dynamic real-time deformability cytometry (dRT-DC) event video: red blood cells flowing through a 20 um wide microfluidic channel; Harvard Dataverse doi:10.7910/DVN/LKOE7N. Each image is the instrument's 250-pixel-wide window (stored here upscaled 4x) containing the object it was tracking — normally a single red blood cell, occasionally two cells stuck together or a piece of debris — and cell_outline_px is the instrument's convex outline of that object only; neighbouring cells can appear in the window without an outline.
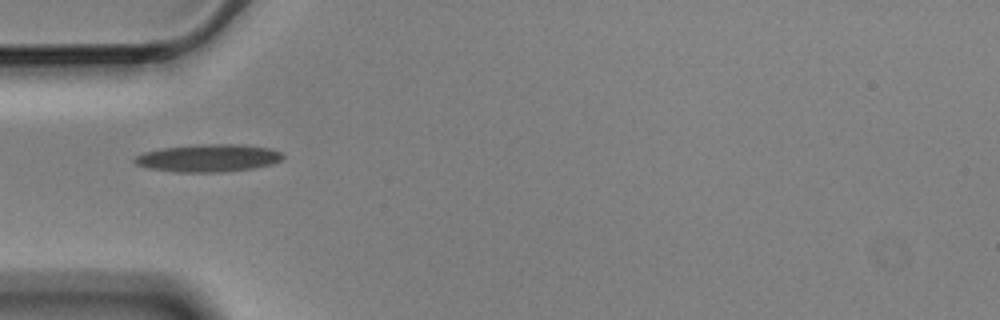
{"species": "Egyptian fruit bat (a non-hibernating species)", "species_latin": "Rousettus aegyptiacus", "temperature_condition": "cold", "stored_images_in_passage": 2, "camera_frame_rate_fps": 3000, "um_per_image_px": 0.085, "animal": {"sex": "male"}, "frame": {"image": 1, "passage_image": 1, "time_ms": 0.0, "image_size_px": [1000, 320], "cell_outline_px": [[284, 156], [280, 160], [272, 164], [252, 168], [224, 172], [172, 172], [148, 168], [136, 164], [132, 160], [136, 156], [144, 152], [164, 148], [200, 144], [236, 144], [272, 148], [280, 152]], "centroid_in_image_um": [17.7, 13.44], "position_along_channel_um": 67.3, "area_um2": 23.81}}
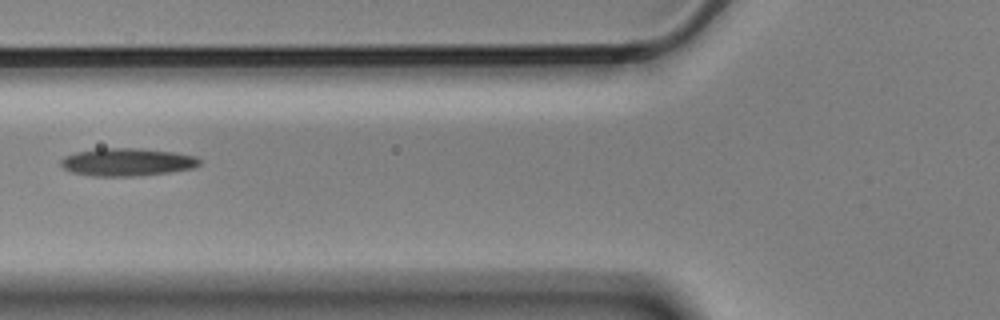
{"frame": {"image": 2, "passage_image": 2, "time_ms": 0.333, "image_size_px": [1000, 320], "cell_outline_px": [[200, 164], [196, 168], [168, 172], [132, 176], [92, 176], [72, 172], [64, 168], [60, 164], [60, 160], [64, 156], [76, 152], [96, 148], [136, 148], [172, 152], [196, 156], [200, 160]], "centroid_in_image_um": [10.78, 13.77], "position_along_channel_um": 115.0, "area_um2": 22.43}}